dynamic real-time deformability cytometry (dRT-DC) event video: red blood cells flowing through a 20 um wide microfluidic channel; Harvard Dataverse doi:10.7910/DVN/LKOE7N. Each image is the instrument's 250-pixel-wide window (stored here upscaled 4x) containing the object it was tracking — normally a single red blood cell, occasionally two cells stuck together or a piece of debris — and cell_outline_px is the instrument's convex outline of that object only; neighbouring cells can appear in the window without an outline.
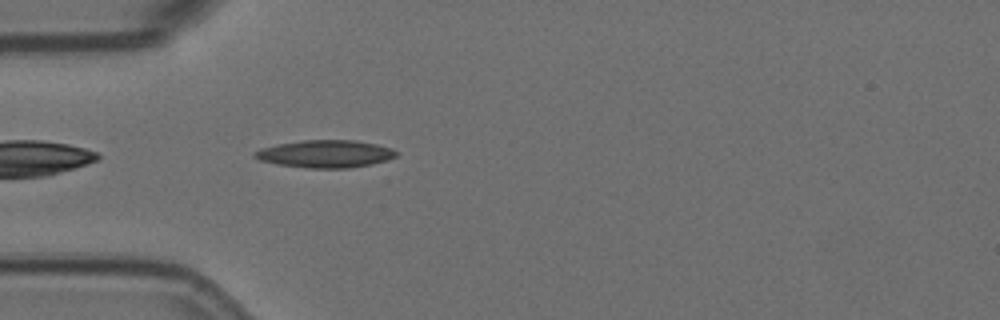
{"species": "Egyptian fruit bat (a non-hibernating species)", "species_latin": "Rousettus aegyptiacus", "temperature_condition": "room temperature", "stored_images_in_passage": 5, "camera_frame_rate_fps": 3000, "um_per_image_px": 0.085, "animal": {"sex": "female"}, "frame": {"image": 1, "passage_image": 5, "time_ms": 1.333, "image_size_px": [1000, 320], "cell_outline_px": [[400, 152], [396, 156], [372, 164], [348, 168], [308, 168], [280, 164], [260, 160], [252, 156], [252, 152], [260, 148], [280, 144], [304, 140], [352, 140], [376, 144], [392, 148]], "centroid_in_image_um": [27.66, 13.07], "position_along_channel_um": 57.3, "area_um2": 22.54}}